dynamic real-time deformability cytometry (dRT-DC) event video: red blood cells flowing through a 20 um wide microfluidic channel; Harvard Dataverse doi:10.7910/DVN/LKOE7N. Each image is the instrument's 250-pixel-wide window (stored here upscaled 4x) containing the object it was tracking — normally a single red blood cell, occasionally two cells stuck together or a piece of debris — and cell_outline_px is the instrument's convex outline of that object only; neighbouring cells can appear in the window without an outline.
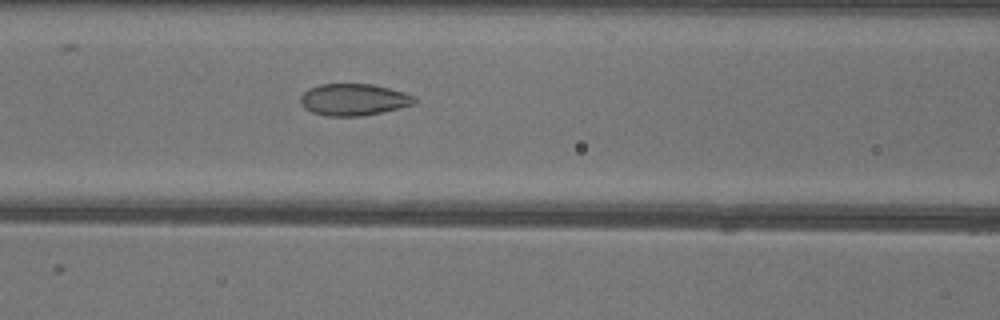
{"species": "common noctule bat (a hibernating species)", "species_latin": "Nyctalus noctula", "temperature_condition": "warm", "stored_images_in_passage": 51, "camera_frame_rate_fps": 3000, "um_per_image_px": 0.085, "animal": {"sex": "female"}, "frame": {"image": 1, "passage_image": 21, "time_ms": 6.667, "image_size_px": [1000, 320], "cell_outline_px": [[416, 100], [412, 104], [380, 112], [360, 116], [328, 116], [312, 112], [304, 108], [300, 104], [300, 96], [308, 88], [320, 84], [372, 84], [404, 92], [416, 96]], "centroid_in_image_um": [30.01, 8.46], "position_along_channel_um": 136.6, "area_um2": 20.98}}
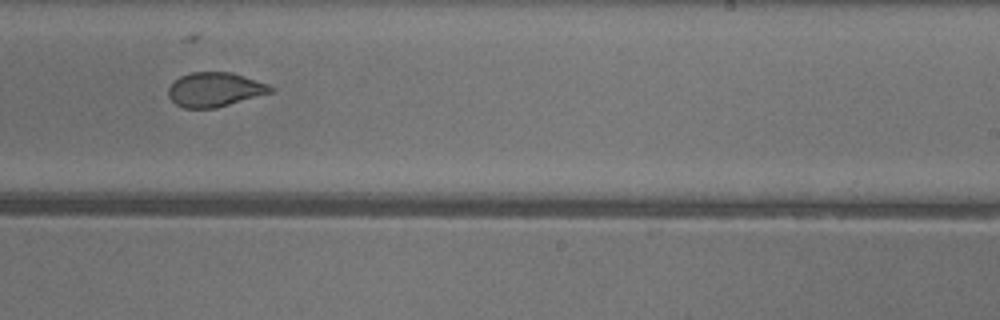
{"frame": {"image": 2, "passage_image": 31, "time_ms": 10.0, "image_size_px": [1000, 320], "cell_outline_px": [[272, 92], [216, 108], [184, 108], [176, 104], [168, 96], [168, 88], [172, 80], [180, 76], [192, 72], [232, 72], [268, 84], [272, 88]], "centroid_in_image_um": [18.21, 7.6], "position_along_channel_um": 270.8, "area_um2": 20.4}}
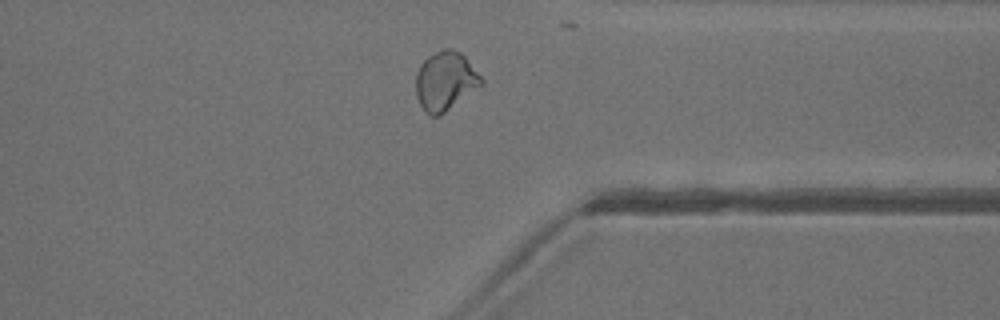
{"frame": {"image": 3, "passage_image": 39, "time_ms": 12.667, "image_size_px": [1000, 320], "cell_outline_px": [[484, 84], [440, 116], [432, 116], [424, 112], [416, 96], [416, 72], [420, 64], [428, 56], [444, 48], [452, 48], [460, 52], [464, 56], [484, 80]], "centroid_in_image_um": [37.84, 6.9], "position_along_channel_um": 373.6, "area_um2": 22.6}, "authors_computed_cell_mechanics": {"area_um2": 22.5998, "velocity_mm_per_s": 4.0398, "shape_relaxation_time_tau1_ms": 10.5192, "shape_relaxation_time_tau2_ms": 0.6582, "deformation_change_tau1": 0.208, "deformation_change_tau2": 0.043}}